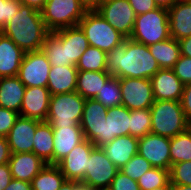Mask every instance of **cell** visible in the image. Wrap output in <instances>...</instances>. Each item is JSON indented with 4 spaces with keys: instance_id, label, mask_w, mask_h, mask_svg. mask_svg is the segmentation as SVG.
Listing matches in <instances>:
<instances>
[{
    "instance_id": "6da1fadb",
    "label": "cell",
    "mask_w": 191,
    "mask_h": 190,
    "mask_svg": "<svg viewBox=\"0 0 191 190\" xmlns=\"http://www.w3.org/2000/svg\"><path fill=\"white\" fill-rule=\"evenodd\" d=\"M107 72L118 78L150 79L161 68L148 46L127 38L106 54Z\"/></svg>"
},
{
    "instance_id": "7a4b0ae2",
    "label": "cell",
    "mask_w": 191,
    "mask_h": 190,
    "mask_svg": "<svg viewBox=\"0 0 191 190\" xmlns=\"http://www.w3.org/2000/svg\"><path fill=\"white\" fill-rule=\"evenodd\" d=\"M1 32L25 53L41 50L45 37L50 33L41 11L23 4Z\"/></svg>"
},
{
    "instance_id": "3957f363",
    "label": "cell",
    "mask_w": 191,
    "mask_h": 190,
    "mask_svg": "<svg viewBox=\"0 0 191 190\" xmlns=\"http://www.w3.org/2000/svg\"><path fill=\"white\" fill-rule=\"evenodd\" d=\"M150 113L153 134L172 138L189 128L180 101L155 100Z\"/></svg>"
},
{
    "instance_id": "277c9868",
    "label": "cell",
    "mask_w": 191,
    "mask_h": 190,
    "mask_svg": "<svg viewBox=\"0 0 191 190\" xmlns=\"http://www.w3.org/2000/svg\"><path fill=\"white\" fill-rule=\"evenodd\" d=\"M170 37L168 10L158 7L136 16L130 39L149 46Z\"/></svg>"
},
{
    "instance_id": "5b68a950",
    "label": "cell",
    "mask_w": 191,
    "mask_h": 190,
    "mask_svg": "<svg viewBox=\"0 0 191 190\" xmlns=\"http://www.w3.org/2000/svg\"><path fill=\"white\" fill-rule=\"evenodd\" d=\"M85 100L76 91L51 95L46 122L52 128L80 126Z\"/></svg>"
},
{
    "instance_id": "8992f818",
    "label": "cell",
    "mask_w": 191,
    "mask_h": 190,
    "mask_svg": "<svg viewBox=\"0 0 191 190\" xmlns=\"http://www.w3.org/2000/svg\"><path fill=\"white\" fill-rule=\"evenodd\" d=\"M78 26L84 32L89 46L97 47L106 53L126 39L98 11L86 12Z\"/></svg>"
},
{
    "instance_id": "52a82bcc",
    "label": "cell",
    "mask_w": 191,
    "mask_h": 190,
    "mask_svg": "<svg viewBox=\"0 0 191 190\" xmlns=\"http://www.w3.org/2000/svg\"><path fill=\"white\" fill-rule=\"evenodd\" d=\"M85 13L80 0H47L41 10L42 19L49 32L78 26Z\"/></svg>"
},
{
    "instance_id": "ba28073f",
    "label": "cell",
    "mask_w": 191,
    "mask_h": 190,
    "mask_svg": "<svg viewBox=\"0 0 191 190\" xmlns=\"http://www.w3.org/2000/svg\"><path fill=\"white\" fill-rule=\"evenodd\" d=\"M118 171L102 148L95 147L90 153L85 177L81 182L93 189L109 188Z\"/></svg>"
},
{
    "instance_id": "9c48e42d",
    "label": "cell",
    "mask_w": 191,
    "mask_h": 190,
    "mask_svg": "<svg viewBox=\"0 0 191 190\" xmlns=\"http://www.w3.org/2000/svg\"><path fill=\"white\" fill-rule=\"evenodd\" d=\"M50 69L42 50L26 52L17 76L26 87H47Z\"/></svg>"
},
{
    "instance_id": "30bf717a",
    "label": "cell",
    "mask_w": 191,
    "mask_h": 190,
    "mask_svg": "<svg viewBox=\"0 0 191 190\" xmlns=\"http://www.w3.org/2000/svg\"><path fill=\"white\" fill-rule=\"evenodd\" d=\"M122 94V105L129 110L149 109L155 99L151 79L119 78Z\"/></svg>"
},
{
    "instance_id": "8fae6325",
    "label": "cell",
    "mask_w": 191,
    "mask_h": 190,
    "mask_svg": "<svg viewBox=\"0 0 191 190\" xmlns=\"http://www.w3.org/2000/svg\"><path fill=\"white\" fill-rule=\"evenodd\" d=\"M98 12L126 39L131 37L137 15L128 0H106Z\"/></svg>"
},
{
    "instance_id": "7c38bea8",
    "label": "cell",
    "mask_w": 191,
    "mask_h": 190,
    "mask_svg": "<svg viewBox=\"0 0 191 190\" xmlns=\"http://www.w3.org/2000/svg\"><path fill=\"white\" fill-rule=\"evenodd\" d=\"M130 110L123 105L107 108V116L101 126V135L92 141L95 147H102L114 138L129 135Z\"/></svg>"
},
{
    "instance_id": "4fadbf2b",
    "label": "cell",
    "mask_w": 191,
    "mask_h": 190,
    "mask_svg": "<svg viewBox=\"0 0 191 190\" xmlns=\"http://www.w3.org/2000/svg\"><path fill=\"white\" fill-rule=\"evenodd\" d=\"M138 154L144 157L153 167L170 170V138L149 133L138 142Z\"/></svg>"
},
{
    "instance_id": "5bb4252c",
    "label": "cell",
    "mask_w": 191,
    "mask_h": 190,
    "mask_svg": "<svg viewBox=\"0 0 191 190\" xmlns=\"http://www.w3.org/2000/svg\"><path fill=\"white\" fill-rule=\"evenodd\" d=\"M94 148L92 142L84 139L56 164L66 180L82 181L84 179L88 159Z\"/></svg>"
},
{
    "instance_id": "9a60e30c",
    "label": "cell",
    "mask_w": 191,
    "mask_h": 190,
    "mask_svg": "<svg viewBox=\"0 0 191 190\" xmlns=\"http://www.w3.org/2000/svg\"><path fill=\"white\" fill-rule=\"evenodd\" d=\"M41 122L42 121L37 119L26 118L19 115L6 137L10 152H32L35 130Z\"/></svg>"
},
{
    "instance_id": "2e32d148",
    "label": "cell",
    "mask_w": 191,
    "mask_h": 190,
    "mask_svg": "<svg viewBox=\"0 0 191 190\" xmlns=\"http://www.w3.org/2000/svg\"><path fill=\"white\" fill-rule=\"evenodd\" d=\"M50 99L47 87H26L19 115L46 121Z\"/></svg>"
},
{
    "instance_id": "e0dca14e",
    "label": "cell",
    "mask_w": 191,
    "mask_h": 190,
    "mask_svg": "<svg viewBox=\"0 0 191 190\" xmlns=\"http://www.w3.org/2000/svg\"><path fill=\"white\" fill-rule=\"evenodd\" d=\"M150 79L155 100L180 101L184 84L172 69H160Z\"/></svg>"
},
{
    "instance_id": "ac0fdd59",
    "label": "cell",
    "mask_w": 191,
    "mask_h": 190,
    "mask_svg": "<svg viewBox=\"0 0 191 190\" xmlns=\"http://www.w3.org/2000/svg\"><path fill=\"white\" fill-rule=\"evenodd\" d=\"M46 164L33 152L11 153L8 161L12 178L25 182H31Z\"/></svg>"
},
{
    "instance_id": "d6986e66",
    "label": "cell",
    "mask_w": 191,
    "mask_h": 190,
    "mask_svg": "<svg viewBox=\"0 0 191 190\" xmlns=\"http://www.w3.org/2000/svg\"><path fill=\"white\" fill-rule=\"evenodd\" d=\"M139 138L131 135H125L114 138L111 142L103 145L101 148L111 162L120 169L134 155L138 154Z\"/></svg>"
},
{
    "instance_id": "ffe728a7",
    "label": "cell",
    "mask_w": 191,
    "mask_h": 190,
    "mask_svg": "<svg viewBox=\"0 0 191 190\" xmlns=\"http://www.w3.org/2000/svg\"><path fill=\"white\" fill-rule=\"evenodd\" d=\"M53 164H57L85 138L80 126L53 128Z\"/></svg>"
},
{
    "instance_id": "44dd1931",
    "label": "cell",
    "mask_w": 191,
    "mask_h": 190,
    "mask_svg": "<svg viewBox=\"0 0 191 190\" xmlns=\"http://www.w3.org/2000/svg\"><path fill=\"white\" fill-rule=\"evenodd\" d=\"M170 35L176 40L191 36V0H178L168 10Z\"/></svg>"
},
{
    "instance_id": "7402d4cb",
    "label": "cell",
    "mask_w": 191,
    "mask_h": 190,
    "mask_svg": "<svg viewBox=\"0 0 191 190\" xmlns=\"http://www.w3.org/2000/svg\"><path fill=\"white\" fill-rule=\"evenodd\" d=\"M107 116V108L95 99H86L80 127L84 138L92 142L101 135V126Z\"/></svg>"
},
{
    "instance_id": "603a6c76",
    "label": "cell",
    "mask_w": 191,
    "mask_h": 190,
    "mask_svg": "<svg viewBox=\"0 0 191 190\" xmlns=\"http://www.w3.org/2000/svg\"><path fill=\"white\" fill-rule=\"evenodd\" d=\"M25 52L0 32V78L17 76Z\"/></svg>"
},
{
    "instance_id": "cb8c5ba5",
    "label": "cell",
    "mask_w": 191,
    "mask_h": 190,
    "mask_svg": "<svg viewBox=\"0 0 191 190\" xmlns=\"http://www.w3.org/2000/svg\"><path fill=\"white\" fill-rule=\"evenodd\" d=\"M78 70L74 65L51 66L47 88L51 95L75 91Z\"/></svg>"
},
{
    "instance_id": "d4e9b609",
    "label": "cell",
    "mask_w": 191,
    "mask_h": 190,
    "mask_svg": "<svg viewBox=\"0 0 191 190\" xmlns=\"http://www.w3.org/2000/svg\"><path fill=\"white\" fill-rule=\"evenodd\" d=\"M41 50L51 66L73 65L67 61L66 28L50 32L44 39Z\"/></svg>"
},
{
    "instance_id": "484cf974",
    "label": "cell",
    "mask_w": 191,
    "mask_h": 190,
    "mask_svg": "<svg viewBox=\"0 0 191 190\" xmlns=\"http://www.w3.org/2000/svg\"><path fill=\"white\" fill-rule=\"evenodd\" d=\"M26 86L18 76L0 78V107L20 113Z\"/></svg>"
},
{
    "instance_id": "4316f807",
    "label": "cell",
    "mask_w": 191,
    "mask_h": 190,
    "mask_svg": "<svg viewBox=\"0 0 191 190\" xmlns=\"http://www.w3.org/2000/svg\"><path fill=\"white\" fill-rule=\"evenodd\" d=\"M111 76L107 71H78L75 91L85 99H94Z\"/></svg>"
},
{
    "instance_id": "83f0119b",
    "label": "cell",
    "mask_w": 191,
    "mask_h": 190,
    "mask_svg": "<svg viewBox=\"0 0 191 190\" xmlns=\"http://www.w3.org/2000/svg\"><path fill=\"white\" fill-rule=\"evenodd\" d=\"M53 128L46 121H42L35 130L32 152L47 164H53Z\"/></svg>"
},
{
    "instance_id": "f1b7e54d",
    "label": "cell",
    "mask_w": 191,
    "mask_h": 190,
    "mask_svg": "<svg viewBox=\"0 0 191 190\" xmlns=\"http://www.w3.org/2000/svg\"><path fill=\"white\" fill-rule=\"evenodd\" d=\"M161 69H172L181 55L178 40L170 37L148 46Z\"/></svg>"
},
{
    "instance_id": "f546056e",
    "label": "cell",
    "mask_w": 191,
    "mask_h": 190,
    "mask_svg": "<svg viewBox=\"0 0 191 190\" xmlns=\"http://www.w3.org/2000/svg\"><path fill=\"white\" fill-rule=\"evenodd\" d=\"M65 180L56 164H46L30 183L32 190H59Z\"/></svg>"
},
{
    "instance_id": "4dcf8cb0",
    "label": "cell",
    "mask_w": 191,
    "mask_h": 190,
    "mask_svg": "<svg viewBox=\"0 0 191 190\" xmlns=\"http://www.w3.org/2000/svg\"><path fill=\"white\" fill-rule=\"evenodd\" d=\"M88 46V40L79 26L66 28L67 61H71V63L76 66Z\"/></svg>"
},
{
    "instance_id": "1f68e13d",
    "label": "cell",
    "mask_w": 191,
    "mask_h": 190,
    "mask_svg": "<svg viewBox=\"0 0 191 190\" xmlns=\"http://www.w3.org/2000/svg\"><path fill=\"white\" fill-rule=\"evenodd\" d=\"M171 165L191 161V130L177 134L170 138Z\"/></svg>"
},
{
    "instance_id": "d6a6232c",
    "label": "cell",
    "mask_w": 191,
    "mask_h": 190,
    "mask_svg": "<svg viewBox=\"0 0 191 190\" xmlns=\"http://www.w3.org/2000/svg\"><path fill=\"white\" fill-rule=\"evenodd\" d=\"M106 52L88 46L76 64L78 71H107Z\"/></svg>"
},
{
    "instance_id": "836d02e7",
    "label": "cell",
    "mask_w": 191,
    "mask_h": 190,
    "mask_svg": "<svg viewBox=\"0 0 191 190\" xmlns=\"http://www.w3.org/2000/svg\"><path fill=\"white\" fill-rule=\"evenodd\" d=\"M94 99L106 108L122 105L120 79L111 76Z\"/></svg>"
},
{
    "instance_id": "e575fe53",
    "label": "cell",
    "mask_w": 191,
    "mask_h": 190,
    "mask_svg": "<svg viewBox=\"0 0 191 190\" xmlns=\"http://www.w3.org/2000/svg\"><path fill=\"white\" fill-rule=\"evenodd\" d=\"M149 133H151L150 108L130 110L129 135L141 138Z\"/></svg>"
},
{
    "instance_id": "d590c367",
    "label": "cell",
    "mask_w": 191,
    "mask_h": 190,
    "mask_svg": "<svg viewBox=\"0 0 191 190\" xmlns=\"http://www.w3.org/2000/svg\"><path fill=\"white\" fill-rule=\"evenodd\" d=\"M169 181V170L152 167L137 180V183L140 190H152L165 186Z\"/></svg>"
},
{
    "instance_id": "8d00e7d4",
    "label": "cell",
    "mask_w": 191,
    "mask_h": 190,
    "mask_svg": "<svg viewBox=\"0 0 191 190\" xmlns=\"http://www.w3.org/2000/svg\"><path fill=\"white\" fill-rule=\"evenodd\" d=\"M153 166L144 157L139 154L134 155L123 167L119 170L125 175H128L132 180L137 181L144 173Z\"/></svg>"
},
{
    "instance_id": "74e56055",
    "label": "cell",
    "mask_w": 191,
    "mask_h": 190,
    "mask_svg": "<svg viewBox=\"0 0 191 190\" xmlns=\"http://www.w3.org/2000/svg\"><path fill=\"white\" fill-rule=\"evenodd\" d=\"M169 177L170 183L191 186V161L172 164Z\"/></svg>"
},
{
    "instance_id": "f35d334b",
    "label": "cell",
    "mask_w": 191,
    "mask_h": 190,
    "mask_svg": "<svg viewBox=\"0 0 191 190\" xmlns=\"http://www.w3.org/2000/svg\"><path fill=\"white\" fill-rule=\"evenodd\" d=\"M20 5L19 0H0V32L17 13Z\"/></svg>"
},
{
    "instance_id": "ab89813d",
    "label": "cell",
    "mask_w": 191,
    "mask_h": 190,
    "mask_svg": "<svg viewBox=\"0 0 191 190\" xmlns=\"http://www.w3.org/2000/svg\"><path fill=\"white\" fill-rule=\"evenodd\" d=\"M172 70L184 85L191 83V58L180 55Z\"/></svg>"
},
{
    "instance_id": "60d3db41",
    "label": "cell",
    "mask_w": 191,
    "mask_h": 190,
    "mask_svg": "<svg viewBox=\"0 0 191 190\" xmlns=\"http://www.w3.org/2000/svg\"><path fill=\"white\" fill-rule=\"evenodd\" d=\"M110 190H140L137 181L132 180L128 175H125L122 171H118L114 179L112 180Z\"/></svg>"
},
{
    "instance_id": "b9f144b4",
    "label": "cell",
    "mask_w": 191,
    "mask_h": 190,
    "mask_svg": "<svg viewBox=\"0 0 191 190\" xmlns=\"http://www.w3.org/2000/svg\"><path fill=\"white\" fill-rule=\"evenodd\" d=\"M18 117V112L0 107V136L7 137Z\"/></svg>"
},
{
    "instance_id": "7bdbcfd3",
    "label": "cell",
    "mask_w": 191,
    "mask_h": 190,
    "mask_svg": "<svg viewBox=\"0 0 191 190\" xmlns=\"http://www.w3.org/2000/svg\"><path fill=\"white\" fill-rule=\"evenodd\" d=\"M136 15L147 13L158 8L154 0H128Z\"/></svg>"
},
{
    "instance_id": "ee69618b",
    "label": "cell",
    "mask_w": 191,
    "mask_h": 190,
    "mask_svg": "<svg viewBox=\"0 0 191 190\" xmlns=\"http://www.w3.org/2000/svg\"><path fill=\"white\" fill-rule=\"evenodd\" d=\"M181 107L184 111L186 120L191 122V83L184 85L183 93L180 99Z\"/></svg>"
},
{
    "instance_id": "f6af8a7d",
    "label": "cell",
    "mask_w": 191,
    "mask_h": 190,
    "mask_svg": "<svg viewBox=\"0 0 191 190\" xmlns=\"http://www.w3.org/2000/svg\"><path fill=\"white\" fill-rule=\"evenodd\" d=\"M59 190H95L81 181L65 180Z\"/></svg>"
},
{
    "instance_id": "bcb514c9",
    "label": "cell",
    "mask_w": 191,
    "mask_h": 190,
    "mask_svg": "<svg viewBox=\"0 0 191 190\" xmlns=\"http://www.w3.org/2000/svg\"><path fill=\"white\" fill-rule=\"evenodd\" d=\"M8 163L0 165V190H4L12 180Z\"/></svg>"
},
{
    "instance_id": "7dc6e473",
    "label": "cell",
    "mask_w": 191,
    "mask_h": 190,
    "mask_svg": "<svg viewBox=\"0 0 191 190\" xmlns=\"http://www.w3.org/2000/svg\"><path fill=\"white\" fill-rule=\"evenodd\" d=\"M10 156L11 152L7 138L0 136V165L8 163Z\"/></svg>"
},
{
    "instance_id": "c3c4849f",
    "label": "cell",
    "mask_w": 191,
    "mask_h": 190,
    "mask_svg": "<svg viewBox=\"0 0 191 190\" xmlns=\"http://www.w3.org/2000/svg\"><path fill=\"white\" fill-rule=\"evenodd\" d=\"M106 0H80L86 12L98 11Z\"/></svg>"
},
{
    "instance_id": "681fc988",
    "label": "cell",
    "mask_w": 191,
    "mask_h": 190,
    "mask_svg": "<svg viewBox=\"0 0 191 190\" xmlns=\"http://www.w3.org/2000/svg\"><path fill=\"white\" fill-rule=\"evenodd\" d=\"M4 190H32V188L30 182L12 179Z\"/></svg>"
},
{
    "instance_id": "f907efd6",
    "label": "cell",
    "mask_w": 191,
    "mask_h": 190,
    "mask_svg": "<svg viewBox=\"0 0 191 190\" xmlns=\"http://www.w3.org/2000/svg\"><path fill=\"white\" fill-rule=\"evenodd\" d=\"M181 55L191 58V36L178 40Z\"/></svg>"
},
{
    "instance_id": "816d5d0a",
    "label": "cell",
    "mask_w": 191,
    "mask_h": 190,
    "mask_svg": "<svg viewBox=\"0 0 191 190\" xmlns=\"http://www.w3.org/2000/svg\"><path fill=\"white\" fill-rule=\"evenodd\" d=\"M23 5H28L38 11H41L47 0H19Z\"/></svg>"
},
{
    "instance_id": "f5cc1de1",
    "label": "cell",
    "mask_w": 191,
    "mask_h": 190,
    "mask_svg": "<svg viewBox=\"0 0 191 190\" xmlns=\"http://www.w3.org/2000/svg\"><path fill=\"white\" fill-rule=\"evenodd\" d=\"M178 0H154L157 7L169 10Z\"/></svg>"
},
{
    "instance_id": "db71d44e",
    "label": "cell",
    "mask_w": 191,
    "mask_h": 190,
    "mask_svg": "<svg viewBox=\"0 0 191 190\" xmlns=\"http://www.w3.org/2000/svg\"><path fill=\"white\" fill-rule=\"evenodd\" d=\"M170 190H191V186L170 183Z\"/></svg>"
},
{
    "instance_id": "11a10c76",
    "label": "cell",
    "mask_w": 191,
    "mask_h": 190,
    "mask_svg": "<svg viewBox=\"0 0 191 190\" xmlns=\"http://www.w3.org/2000/svg\"><path fill=\"white\" fill-rule=\"evenodd\" d=\"M152 190H170V181L165 186H160Z\"/></svg>"
},
{
    "instance_id": "9f6ffc18",
    "label": "cell",
    "mask_w": 191,
    "mask_h": 190,
    "mask_svg": "<svg viewBox=\"0 0 191 190\" xmlns=\"http://www.w3.org/2000/svg\"><path fill=\"white\" fill-rule=\"evenodd\" d=\"M95 190H110L109 188L95 189Z\"/></svg>"
}]
</instances>
